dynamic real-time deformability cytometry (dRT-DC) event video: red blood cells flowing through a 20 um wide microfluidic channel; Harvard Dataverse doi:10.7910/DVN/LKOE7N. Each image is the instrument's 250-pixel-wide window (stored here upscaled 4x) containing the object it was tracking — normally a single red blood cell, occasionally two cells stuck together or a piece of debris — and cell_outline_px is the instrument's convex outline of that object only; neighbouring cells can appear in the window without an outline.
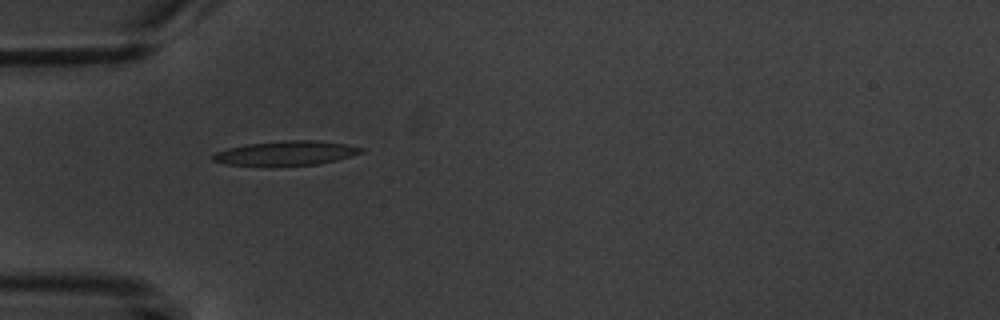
{"species": "common noctule bat (a hibernating species)", "species_latin": "Nyctalus noctula", "temperature_condition": "warm", "stored_images_in_passage": 6, "camera_frame_rate_fps": 3000, "um_per_image_px": 0.085, "animal": {"sex": "male", "body_mass_g": 20.1, "forearm_length_mm": 53.5}, "frame": {"image": 1, "passage_image": 5, "time_ms": 5.667, "image_size_px": [1000, 320], "cell_outline_px": [[364, 148], [360, 152], [336, 160], [316, 164], [224, 164], [212, 160], [212, 156], [216, 152], [228, 148], [248, 144], [280, 140], [316, 140], [348, 144]], "centroid_in_image_um": [24.31, 12.98], "position_along_channel_um": 60.7, "area_um2": 20.35}}
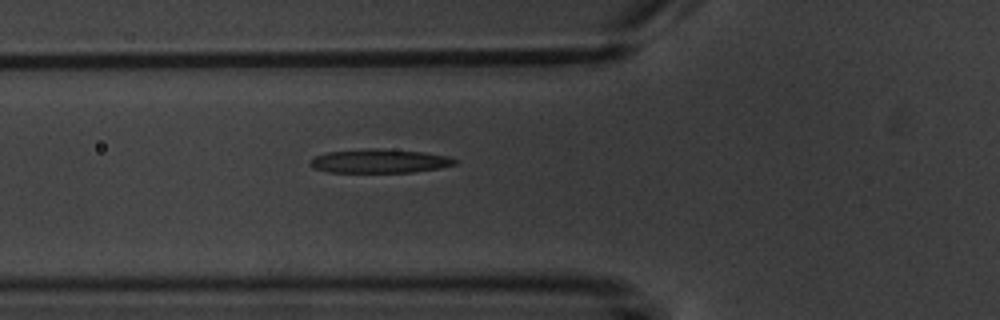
{"frame": {"image": 2, "passage_image": 6, "time_ms": 6.667, "image_size_px": [1000, 320], "cell_outline_px": [[460, 160], [456, 164], [440, 168], [412, 172], [328, 172], [312, 168], [308, 164], [316, 156], [324, 152], [372, 148], [376, 148], [424, 152], [452, 156]], "centroid_in_image_um": [32.31, 13.68], "position_along_channel_um": 93.5, "area_um2": 20.35}}